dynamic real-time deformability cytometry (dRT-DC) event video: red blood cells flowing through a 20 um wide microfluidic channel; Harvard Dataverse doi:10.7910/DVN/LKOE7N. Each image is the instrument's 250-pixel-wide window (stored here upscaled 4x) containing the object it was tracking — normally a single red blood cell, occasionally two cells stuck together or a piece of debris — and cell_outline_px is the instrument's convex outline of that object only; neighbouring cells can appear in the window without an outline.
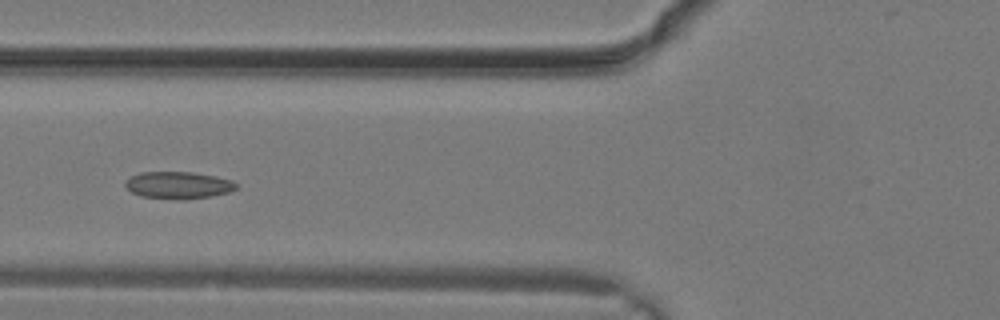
{"species": "common noctule bat (a hibernating species)", "species_latin": "Nyctalus noctula", "temperature_condition": "warm", "stored_images_in_passage": 13, "camera_frame_rate_fps": 3000, "um_per_image_px": 0.085, "animal": {"sex": "male", "body_mass_g": 19.2, "forearm_length_mm": 51.8}, "frame": {"image": 1, "passage_image": 10, "time_ms": 3.0, "image_size_px": [1000, 320], "cell_outline_px": [[236, 188], [228, 192], [212, 196], [184, 200], [140, 196], [132, 192], [124, 184], [132, 176], [140, 172], [192, 172], [216, 176], [232, 180], [236, 184]], "centroid_in_image_um": [15.17, 15.74], "position_along_channel_um": 110.6, "area_um2": 17.4}}
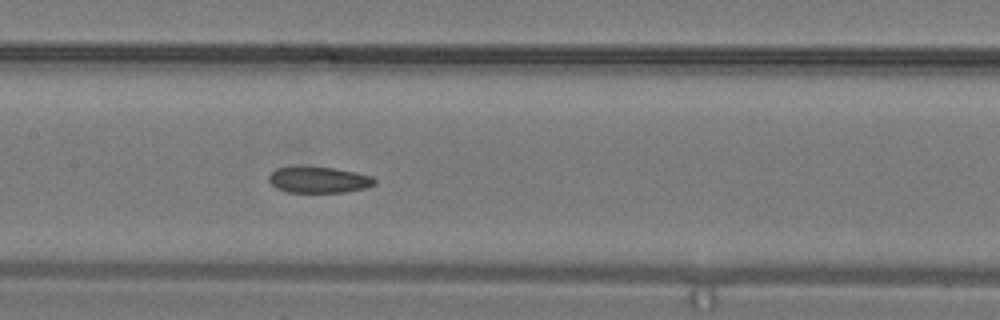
{"frame": {"image": 2, "passage_image": 13, "time_ms": 4.0, "image_size_px": [1000, 320], "cell_outline_px": [[376, 184], [368, 188], [344, 192], [288, 192], [276, 188], [268, 180], [268, 176], [276, 168], [296, 164], [304, 164], [336, 168], [356, 172], [372, 176], [376, 180]], "centroid_in_image_um": [27.07, 15.24], "position_along_channel_um": 180.3, "area_um2": 16.88}}